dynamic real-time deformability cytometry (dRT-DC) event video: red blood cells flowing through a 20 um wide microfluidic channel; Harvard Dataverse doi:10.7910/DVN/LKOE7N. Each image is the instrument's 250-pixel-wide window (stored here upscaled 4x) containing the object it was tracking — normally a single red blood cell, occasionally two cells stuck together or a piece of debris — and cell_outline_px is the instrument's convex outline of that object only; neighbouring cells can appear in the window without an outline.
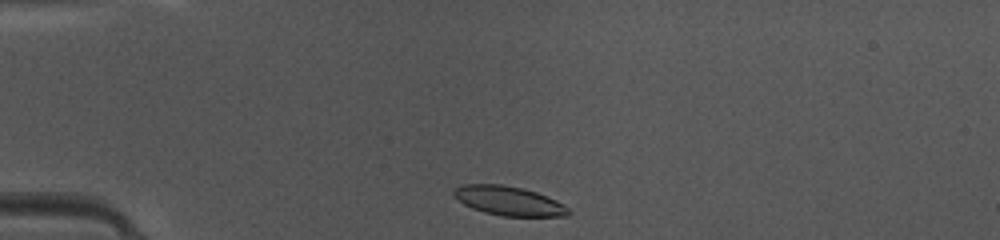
{"species": "common noctule bat (a hibernating species)", "species_latin": "Nyctalus noctula", "temperature_condition": "warm", "stored_images_in_passage": 37, "camera_frame_rate_fps": 3000, "um_per_image_px": 0.085, "animal": {"sex": "female", "body_mass_g": 10.0, "forearm_length_mm": 53.1}, "frame": {"image": 1, "passage_image": 1, "time_ms": 0.0, "image_size_px": [1000, 240], "cell_outline_px": [[572, 212], [568, 216], [500, 216], [484, 212], [472, 208], [456, 200], [452, 196], [452, 192], [460, 184], [500, 184], [524, 188], [536, 192], [556, 200], [564, 204]], "centroid_in_image_um": [43.22, 17.07], "position_along_channel_um": 41.8, "area_um2": 19.77}}
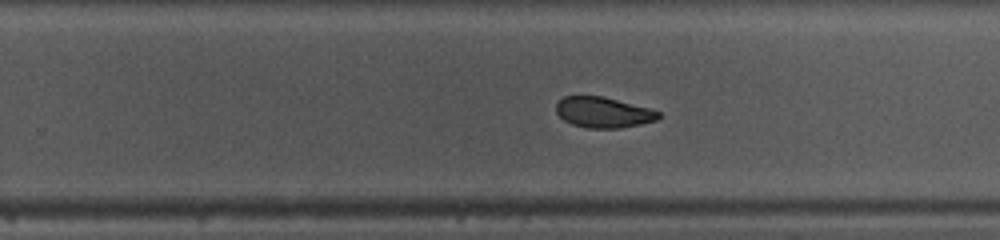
{"frame": {"image": 2, "passage_image": 20, "time_ms": 6.333, "image_size_px": [1000, 240], "cell_outline_px": [[660, 116], [656, 120], [640, 124], [620, 128], [588, 128], [572, 124], [564, 120], [556, 112], [556, 104], [564, 96], [604, 96], [648, 108], [660, 112]], "centroid_in_image_um": [51.27, 9.55], "position_along_channel_um": 278.5, "area_um2": 18.15}}
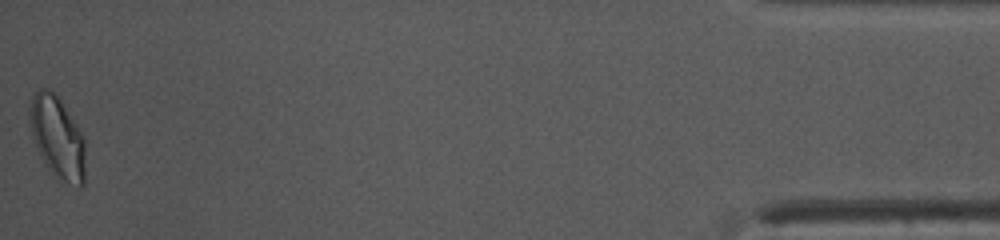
{"frame": {"image": 3, "passage_image": 37, "time_ms": 12.0, "image_size_px": [1000, 240], "cell_outline_px": [[84, 184], [80, 188], [64, 180], [48, 168], [32, 136], [28, 120], [28, 108], [32, 96], [40, 88], [48, 88], [60, 96], [84, 136]], "centroid_in_image_um": [4.87, 11.58], "position_along_channel_um": 430.3, "area_um2": 26.59}, "authors_computed_cell_mechanics": {"area_um2": 19.8832, "velocity_mm_per_s": 4.1887, "shape_relaxation_time_tau1_ms": 2.9748, "shape_relaxation_time_tau2_ms": 2.8206, "deformation_change_tau1": 0.1131, "deformation_change_tau2": 0.0579}}